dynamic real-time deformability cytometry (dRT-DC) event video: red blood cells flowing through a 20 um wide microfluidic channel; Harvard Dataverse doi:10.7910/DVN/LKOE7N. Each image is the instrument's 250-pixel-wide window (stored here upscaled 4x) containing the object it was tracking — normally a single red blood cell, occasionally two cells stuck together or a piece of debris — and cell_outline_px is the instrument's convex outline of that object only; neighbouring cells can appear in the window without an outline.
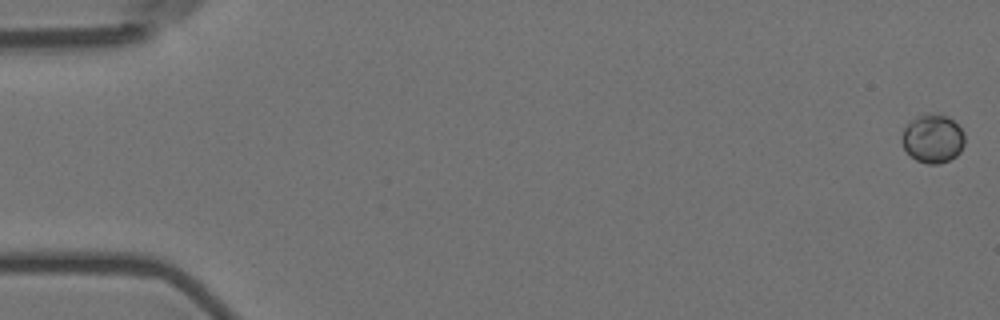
{"species": "Egyptian fruit bat (a non-hibernating species)", "species_latin": "Rousettus aegyptiacus", "temperature_condition": "room temperature", "stored_images_in_passage": 7, "camera_frame_rate_fps": 3000, "um_per_image_px": 0.085, "animal": {"sex": "female"}, "frame": {"image": 1, "passage_image": 1, "time_ms": 0.0, "image_size_px": [1000, 320], "cell_outline_px": [[964, 144], [960, 152], [956, 156], [948, 160], [936, 164], [928, 164], [916, 160], [904, 148], [900, 140], [904, 128], [912, 120], [928, 112], [940, 112], [948, 116], [964, 132]], "centroid_in_image_um": [79.29, 11.76], "position_along_channel_um": 5.7, "area_um2": 17.86}}
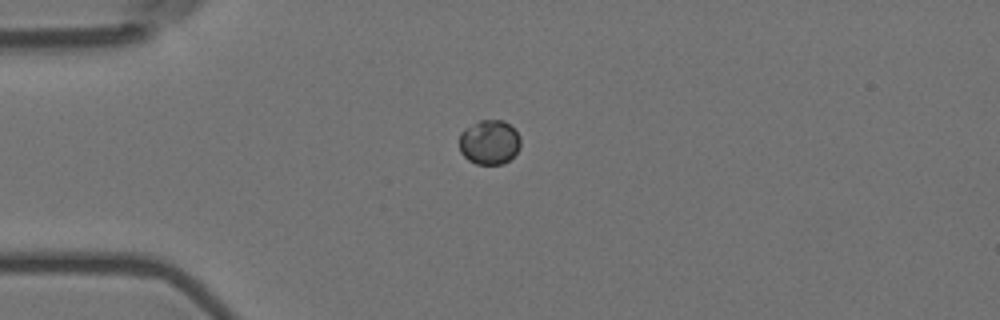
{"frame": {"image": 2, "passage_image": 5, "time_ms": 1.333, "image_size_px": [1000, 320], "cell_outline_px": [[520, 148], [508, 160], [500, 164], [476, 164], [468, 160], [460, 152], [460, 132], [464, 128], [480, 120], [504, 120], [520, 136]], "centroid_in_image_um": [41.57, 12.08], "position_along_channel_um": 43.4, "area_um2": 15.84}}
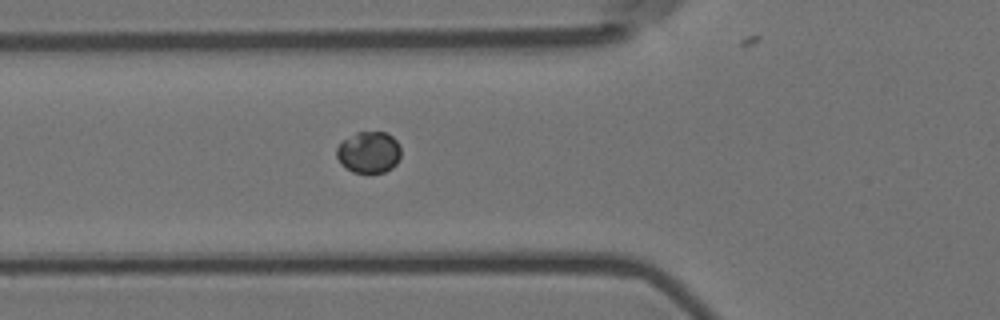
{"frame": {"image": 3, "passage_image": 7, "time_ms": 2.0, "image_size_px": [1000, 320], "cell_outline_px": [[400, 156], [396, 164], [392, 168], [384, 172], [352, 172], [336, 156], [336, 148], [344, 140], [356, 132], [384, 132], [392, 136], [400, 144]], "centroid_in_image_um": [31.38, 12.93], "position_along_channel_um": 94.4, "area_um2": 15.32}}